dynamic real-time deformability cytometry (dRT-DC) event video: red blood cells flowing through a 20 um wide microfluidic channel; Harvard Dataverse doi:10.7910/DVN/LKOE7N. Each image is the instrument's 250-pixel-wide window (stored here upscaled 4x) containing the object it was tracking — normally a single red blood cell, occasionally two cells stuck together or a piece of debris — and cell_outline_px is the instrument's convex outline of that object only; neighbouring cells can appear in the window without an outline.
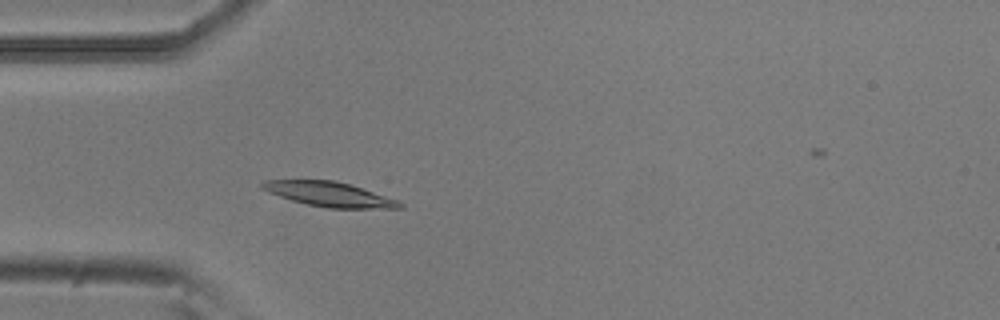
{"species": "common noctule bat (a hibernating species)", "species_latin": "Nyctalus noctula", "temperature_condition": "room temperature", "stored_images_in_passage": 5, "camera_frame_rate_fps": 3000, "um_per_image_px": 0.085, "animal": {"sex": "male", "body_mass_g": 20.5, "forearm_length_mm": 52.5}, "frame": {"image": 1, "passage_image": 5, "time_ms": 1.333, "image_size_px": [1000, 320], "cell_outline_px": [[404, 208], [328, 208], [308, 204], [292, 200], [268, 192], [260, 188], [260, 184], [264, 180], [336, 180], [396, 200], [404, 204]], "centroid_in_image_um": [27.94, 16.51], "position_along_channel_um": 57.1, "area_um2": 19.36}}